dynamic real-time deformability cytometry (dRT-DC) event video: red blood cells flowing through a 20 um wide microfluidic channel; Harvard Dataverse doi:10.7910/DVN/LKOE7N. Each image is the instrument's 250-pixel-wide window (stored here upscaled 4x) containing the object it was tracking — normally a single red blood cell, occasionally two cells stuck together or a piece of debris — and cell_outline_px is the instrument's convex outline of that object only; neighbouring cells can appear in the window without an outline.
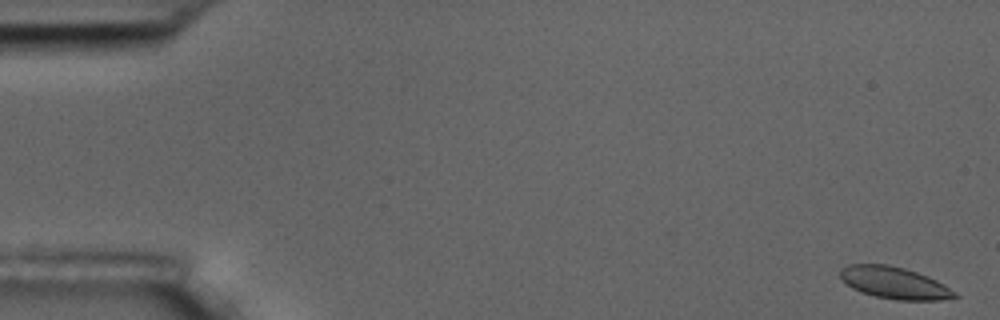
{"species": "common noctule bat (a hibernating species)", "species_latin": "Nyctalus noctula", "temperature_condition": "room temperature", "stored_images_in_passage": 56, "camera_frame_rate_fps": 3000, "um_per_image_px": 0.085, "animal": {"sex": "male", "body_mass_g": 17.5, "forearm_length_mm": 52.3}, "frame": {"image": 1, "passage_image": 1, "time_ms": 0.0, "image_size_px": [1000, 320], "cell_outline_px": [[960, 296], [940, 300], [896, 300], [876, 296], [860, 292], [852, 288], [840, 276], [840, 268], [848, 264], [888, 264], [904, 268], [928, 276], [944, 284], [956, 292]], "centroid_in_image_um": [76.03, 24.04], "position_along_channel_um": 9.0, "area_um2": 21.27}}
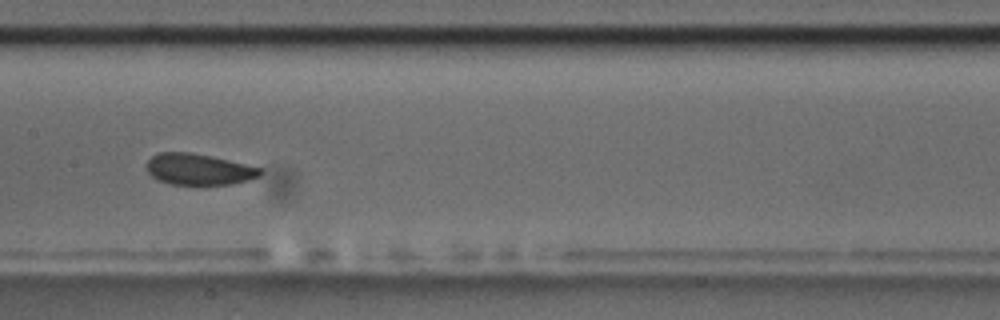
{"frame": {"image": 2, "passage_image": 28, "time_ms": 9.0, "image_size_px": [1000, 320], "cell_outline_px": [[264, 172], [260, 176], [248, 180], [232, 184], [172, 184], [156, 180], [148, 172], [148, 160], [152, 156], [160, 152], [188, 152], [212, 156], [264, 168]], "centroid_in_image_um": [16.94, 14.39], "position_along_channel_um": 190.5, "area_um2": 20.69}}
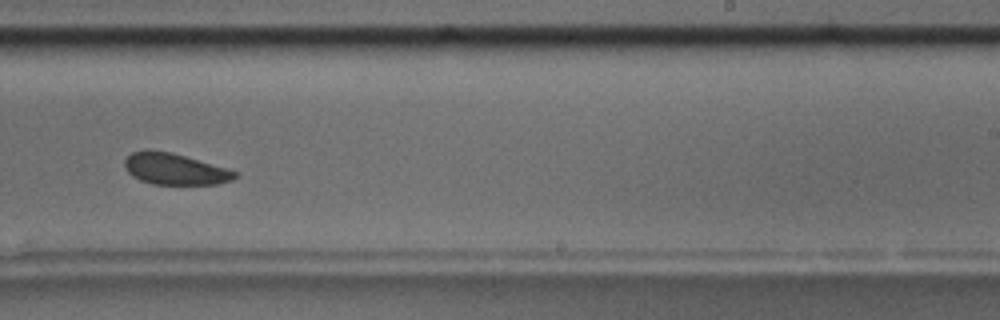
{"frame": {"image": 3, "passage_image": 35, "time_ms": 11.333, "image_size_px": [1000, 320], "cell_outline_px": [[236, 176], [232, 180], [216, 184], [152, 184], [140, 180], [132, 176], [128, 172], [124, 164], [124, 160], [132, 152], [144, 148], [148, 148], [172, 152], [228, 168], [236, 172]], "centroid_in_image_um": [14.82, 14.34], "position_along_channel_um": 274.2, "area_um2": 20.35}, "authors_computed_cell_mechanics": {"area_um2": 21.3571, "velocity_mm_per_s": 3.5943, "shape_relaxation_time_tau1_ms": 4.5841, "shape_relaxation_time_tau2_ms": 0.8621, "deformation_change_tau1": 0.1135, "deformation_change_tau2": 0.0333}}